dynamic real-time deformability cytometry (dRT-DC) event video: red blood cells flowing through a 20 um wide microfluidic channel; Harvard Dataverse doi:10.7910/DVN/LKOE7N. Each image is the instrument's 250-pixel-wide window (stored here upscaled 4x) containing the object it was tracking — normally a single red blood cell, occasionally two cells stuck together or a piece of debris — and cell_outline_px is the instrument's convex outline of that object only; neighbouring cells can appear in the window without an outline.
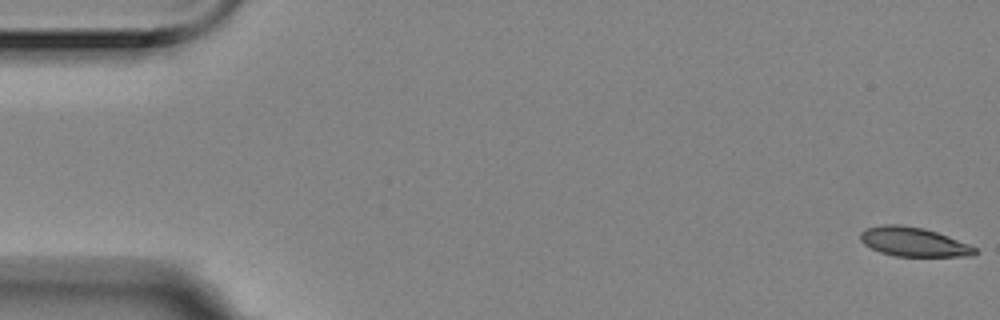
{"species": "Egyptian fruit bat (a non-hibernating species)", "species_latin": "Rousettus aegyptiacus", "temperature_condition": "room temperature", "stored_images_in_passage": 58, "segment_of_instrument_passage": [1, 2], "camera_frame_rate_fps": 3000, "um_per_image_px": 0.085, "animal": {"sex": "female"}, "frame": {"image": 1, "passage_image": 1, "time_ms": 0.0, "image_size_px": [1000, 320], "cell_outline_px": [[980, 252], [972, 256], [896, 256], [880, 252], [864, 244], [860, 240], [860, 232], [868, 228], [884, 224], [900, 224], [924, 228], [948, 236], [968, 244], [976, 248]], "centroid_in_image_um": [77.66, 20.56], "position_along_channel_um": 7.3, "area_um2": 19.42}}
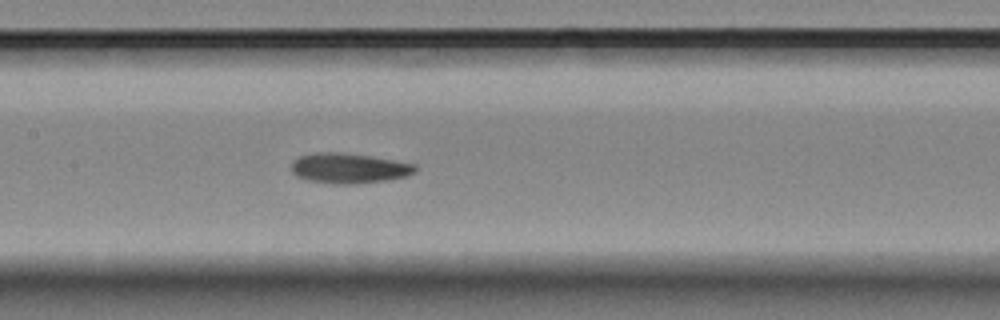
{"frame": {"image": 2, "passage_image": 27, "time_ms": 8.667, "image_size_px": [1000, 320], "cell_outline_px": [[416, 172], [408, 176], [388, 180], [352, 184], [332, 184], [308, 180], [296, 176], [292, 172], [292, 164], [300, 156], [316, 152], [340, 152], [372, 156], [416, 164]], "centroid_in_image_um": [29.69, 14.3], "position_along_channel_um": 177.7, "area_um2": 21.85}}
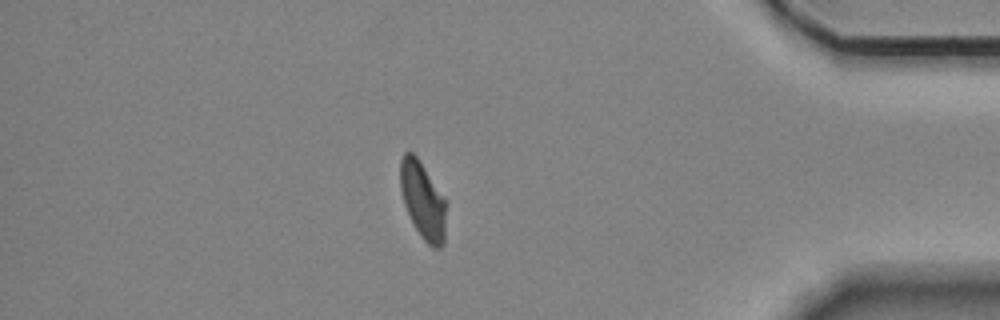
{"frame": {"image": 3, "passage_image": 49, "time_ms": 16.0, "image_size_px": [1000, 320], "cell_outline_px": [[444, 244], [440, 248], [432, 248], [420, 236], [404, 204], [400, 188], [400, 160], [404, 152], [412, 152], [416, 156], [444, 196]], "centroid_in_image_um": [35.91, 17.02], "position_along_channel_um": 399.3, "area_um2": 20.17}}